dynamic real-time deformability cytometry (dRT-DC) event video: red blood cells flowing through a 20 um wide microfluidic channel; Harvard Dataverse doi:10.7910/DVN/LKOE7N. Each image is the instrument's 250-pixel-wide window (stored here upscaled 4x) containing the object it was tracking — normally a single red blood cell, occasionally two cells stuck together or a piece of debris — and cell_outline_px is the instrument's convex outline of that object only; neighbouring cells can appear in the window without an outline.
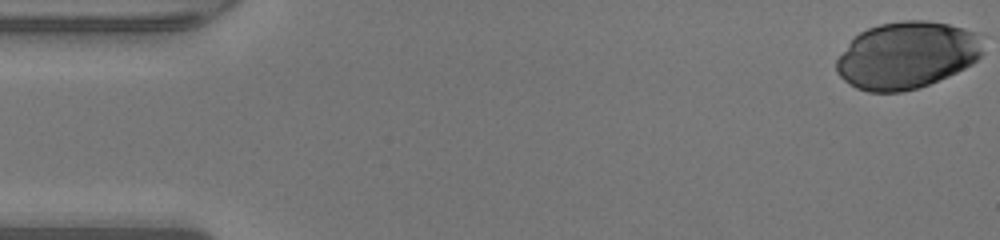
{"species": "human", "species_latin": "Homo sapiens", "temperature_condition": "warm", "stored_images_in_passage": 48, "camera_frame_rate_fps": 3000, "um_per_image_px": 0.085, "donor": {"sex": "male"}, "frame": {"image": 1, "passage_image": 1, "time_ms": 0.0, "image_size_px": [1000, 240], "cell_outline_px": [[984, 52], [972, 64], [948, 76], [920, 88], [900, 92], [868, 92], [856, 88], [844, 80], [836, 72], [836, 60], [848, 44], [860, 32], [868, 28], [880, 24], [904, 20], [924, 20], [948, 24], [964, 28], [976, 32]], "centroid_in_image_um": [77.07, 4.7], "position_along_channel_um": 7.9, "area_um2": 57.16}}